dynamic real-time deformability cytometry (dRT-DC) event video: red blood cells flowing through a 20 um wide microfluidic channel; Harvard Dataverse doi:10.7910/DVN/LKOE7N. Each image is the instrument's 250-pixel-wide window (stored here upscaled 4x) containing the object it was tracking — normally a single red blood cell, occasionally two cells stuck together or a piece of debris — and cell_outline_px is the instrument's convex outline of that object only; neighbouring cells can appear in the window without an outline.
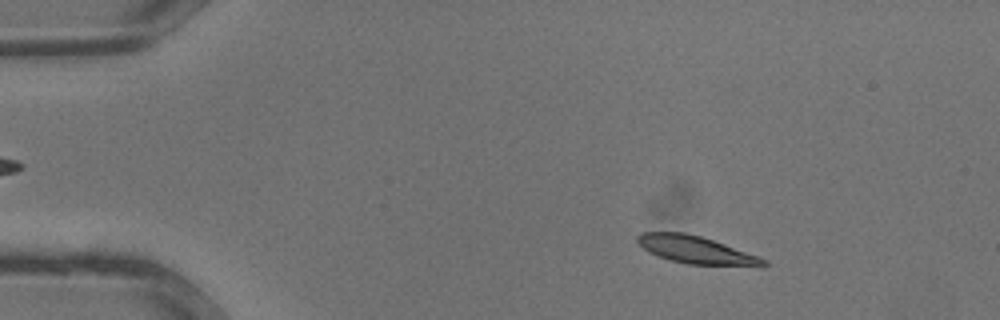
{"species": "common noctule bat (a hibernating species)", "species_latin": "Nyctalus noctula", "temperature_condition": "warm", "stored_images_in_passage": 34, "camera_frame_rate_fps": 3000, "um_per_image_px": 0.085, "animal": {"sex": "male", "body_mass_g": 13.3}, "frame": {"image": 1, "passage_image": 5, "time_ms": 1.333, "image_size_px": [1000, 320], "cell_outline_px": [[768, 264], [764, 268], [760, 268], [688, 264], [672, 260], [648, 252], [636, 240], [636, 236], [640, 232], [684, 232], [700, 236], [760, 256], [768, 260]], "centroid_in_image_um": [59.28, 21.27], "position_along_channel_um": 25.7, "area_um2": 20.69}}
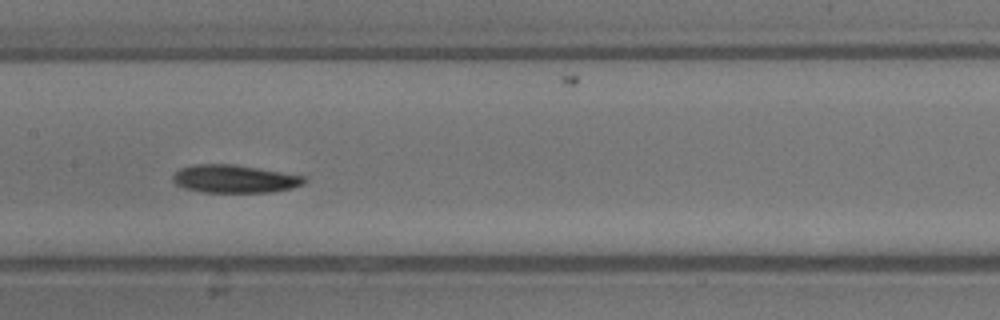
{"frame": {"image": 2, "passage_image": 17, "time_ms": 5.333, "image_size_px": [1000, 320], "cell_outline_px": [[308, 180], [304, 184], [292, 188], [272, 192], [200, 192], [184, 188], [176, 184], [172, 180], [172, 176], [180, 168], [192, 164], [232, 164], [308, 176]], "centroid_in_image_um": [19.96, 15.2], "position_along_channel_um": 187.4, "area_um2": 21.62}}
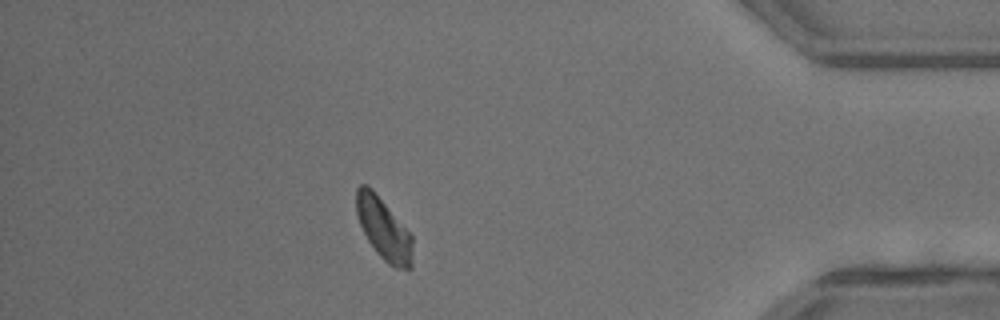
{"frame": {"image": 3, "passage_image": 30, "time_ms": 9.667, "image_size_px": [1000, 320], "cell_outline_px": [[412, 268], [396, 268], [388, 264], [376, 252], [368, 240], [360, 224], [356, 212], [356, 188], [360, 184], [368, 184], [372, 188], [412, 236]], "centroid_in_image_um": [32.59, 19.44], "position_along_channel_um": 402.6, "area_um2": 20.0}}